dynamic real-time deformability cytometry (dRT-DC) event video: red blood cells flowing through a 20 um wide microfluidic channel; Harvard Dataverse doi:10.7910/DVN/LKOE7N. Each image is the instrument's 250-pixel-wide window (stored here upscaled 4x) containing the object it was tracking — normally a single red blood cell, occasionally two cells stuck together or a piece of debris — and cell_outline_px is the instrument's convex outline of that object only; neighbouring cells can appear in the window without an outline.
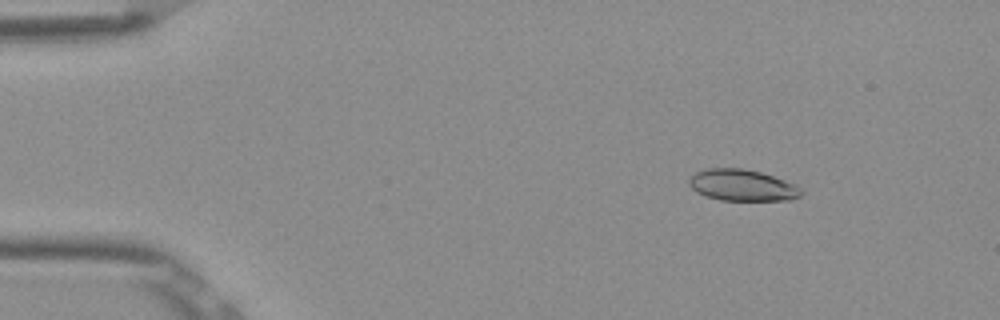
{"species": "Egyptian fruit bat (a non-hibernating species)", "species_latin": "Rousettus aegyptiacus", "temperature_condition": "room temperature", "stored_images_in_passage": 4, "camera_frame_rate_fps": 3000, "um_per_image_px": 0.085, "frame": {"image": 1, "passage_image": 2, "time_ms": 0.333, "image_size_px": [1000, 320], "cell_outline_px": [[804, 192], [800, 196], [792, 200], [720, 200], [704, 196], [696, 192], [688, 184], [688, 180], [696, 172], [708, 168], [744, 168], [760, 172], [784, 180], [800, 188]], "centroid_in_image_um": [63.07, 15.75], "position_along_channel_um": 21.9, "area_um2": 20.52}}
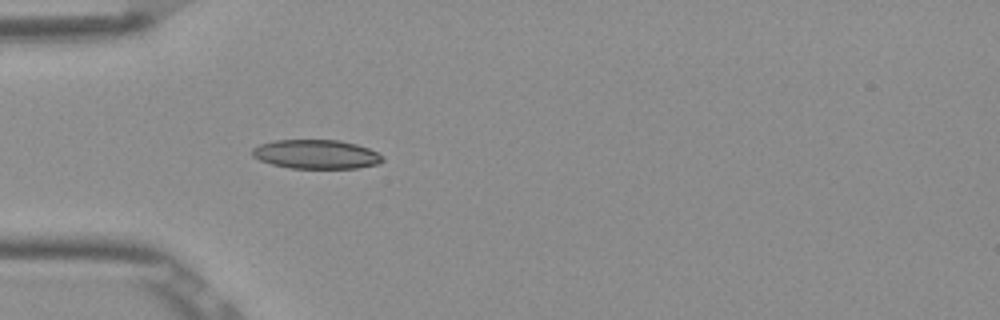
{"frame": {"image": 2, "passage_image": 4, "time_ms": 1.0, "image_size_px": [1000, 320], "cell_outline_px": [[384, 160], [380, 164], [356, 168], [292, 168], [272, 164], [260, 160], [252, 156], [252, 148], [260, 144], [276, 140], [340, 140], [356, 144], [368, 148], [384, 156]], "centroid_in_image_um": [26.9, 13.11], "position_along_channel_um": 58.1, "area_um2": 22.08}}